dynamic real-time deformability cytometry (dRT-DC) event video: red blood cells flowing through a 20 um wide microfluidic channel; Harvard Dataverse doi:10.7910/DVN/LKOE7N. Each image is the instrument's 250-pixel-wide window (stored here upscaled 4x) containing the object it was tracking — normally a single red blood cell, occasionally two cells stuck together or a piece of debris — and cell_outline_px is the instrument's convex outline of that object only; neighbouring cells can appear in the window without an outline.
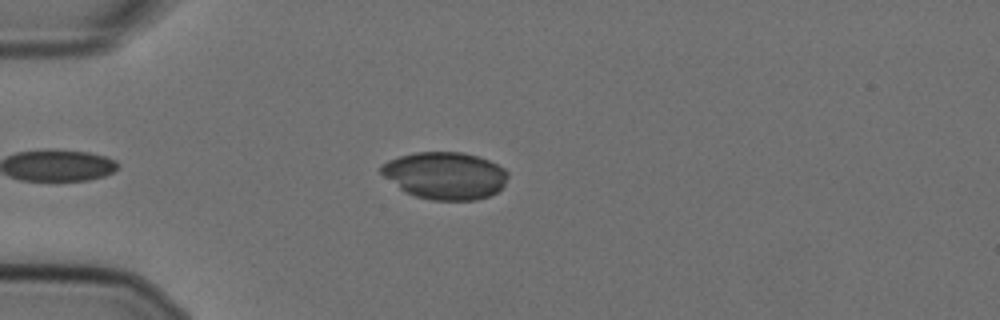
{"species": "Egyptian fruit bat (a non-hibernating species)", "species_latin": "Rousettus aegyptiacus", "temperature_condition": "cold", "stored_images_in_passage": 47, "camera_frame_rate_fps": 3000, "um_per_image_px": 0.085, "animal": {"sex": "female"}, "frame": {"image": 1, "passage_image": 9, "time_ms": 2.667, "image_size_px": [1000, 320], "cell_outline_px": [[508, 176], [504, 184], [496, 192], [488, 196], [476, 200], [432, 200], [416, 196], [404, 192], [384, 176], [380, 172], [380, 164], [388, 160], [400, 156], [416, 152], [464, 152], [488, 160], [504, 168], [508, 172]], "centroid_in_image_um": [37.81, 14.92], "position_along_channel_um": 47.2, "area_um2": 34.85}}
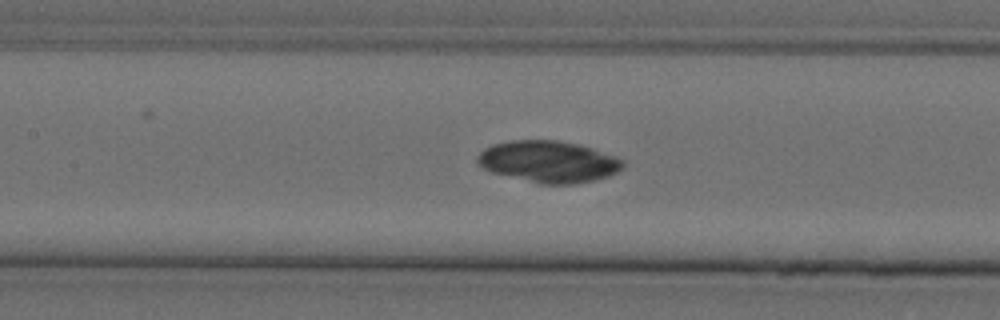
{"frame": {"image": 2, "passage_image": 20, "time_ms": 6.333, "image_size_px": [1000, 320], "cell_outline_px": [[624, 168], [608, 176], [596, 180], [576, 184], [540, 184], [492, 172], [484, 168], [476, 160], [476, 156], [484, 148], [492, 144], [512, 140], [556, 140], [576, 144], [592, 148], [616, 156], [624, 160]], "centroid_in_image_um": [46.64, 13.74], "position_along_channel_um": 160.8, "area_um2": 35.37}}